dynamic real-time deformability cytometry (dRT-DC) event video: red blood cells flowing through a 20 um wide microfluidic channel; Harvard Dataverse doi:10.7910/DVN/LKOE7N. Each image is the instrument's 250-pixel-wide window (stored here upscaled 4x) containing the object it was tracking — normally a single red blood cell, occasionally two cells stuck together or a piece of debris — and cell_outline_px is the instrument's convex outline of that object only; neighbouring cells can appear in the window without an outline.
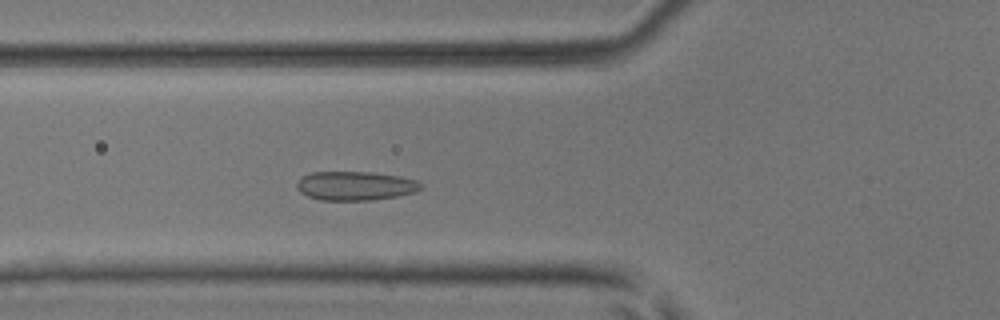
{"species": "common noctule bat (a hibernating species)", "species_latin": "Nyctalus noctula", "temperature_condition": "room temperature", "stored_images_in_passage": 48, "camera_frame_rate_fps": 3000, "um_per_image_px": 0.085, "animal": {"sex": "male", "body_mass_g": 17.9, "forearm_length_mm": 54.2}, "frame": {"image": 1, "passage_image": 16, "time_ms": 5.0, "image_size_px": [1000, 320], "cell_outline_px": [[424, 188], [416, 192], [396, 196], [372, 200], [320, 200], [308, 196], [300, 192], [296, 188], [296, 184], [304, 176], [312, 172], [372, 172], [400, 176], [420, 180], [424, 184]], "centroid_in_image_um": [30.28, 15.79], "position_along_channel_um": 95.5, "area_um2": 21.15}}
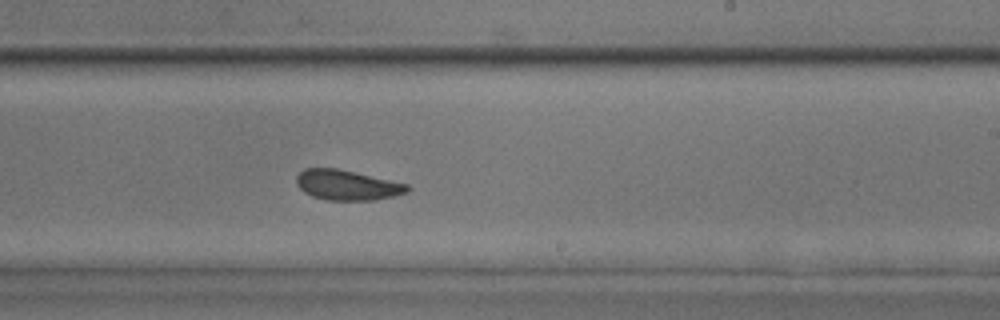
{"frame": {"image": 2, "passage_image": 28, "time_ms": 9.0, "image_size_px": [1000, 320], "cell_outline_px": [[412, 188], [408, 192], [376, 200], [328, 200], [312, 196], [304, 192], [296, 184], [296, 176], [304, 168], [336, 168], [408, 184]], "centroid_in_image_um": [29.5, 15.73], "position_along_channel_um": 259.5, "area_um2": 19.42}}
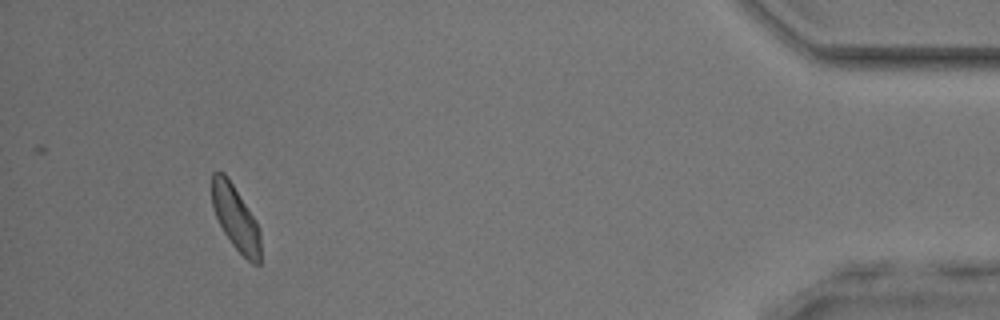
{"frame": {"image": 3, "passage_image": 44, "time_ms": 14.333, "image_size_px": [1000, 320], "cell_outline_px": [[260, 264], [252, 264], [232, 244], [224, 232], [212, 208], [212, 172], [224, 172], [256, 220], [260, 228]], "centroid_in_image_um": [20.03, 18.53], "position_along_channel_um": 415.2, "area_um2": 18.09}}